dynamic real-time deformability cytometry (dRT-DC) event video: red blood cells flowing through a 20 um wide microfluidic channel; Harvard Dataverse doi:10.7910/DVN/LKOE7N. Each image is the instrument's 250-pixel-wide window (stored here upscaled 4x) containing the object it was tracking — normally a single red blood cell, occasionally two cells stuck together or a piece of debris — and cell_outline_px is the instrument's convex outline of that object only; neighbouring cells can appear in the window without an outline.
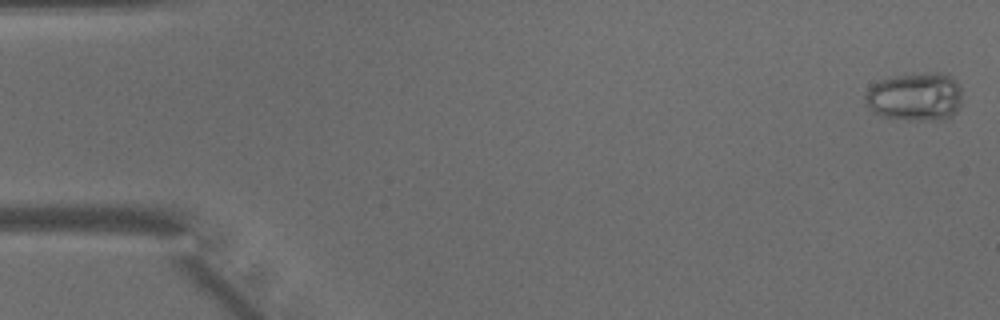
{"species": "common noctule bat (a hibernating species)", "species_latin": "Nyctalus noctula", "temperature_condition": "warm", "stored_images_in_passage": 42, "camera_frame_rate_fps": 3000, "um_per_image_px": 0.085, "animal": {"sex": "male", "body_mass_g": 15.6}, "frame": {"image": 1, "passage_image": 1, "time_ms": 0.0, "image_size_px": [1000, 320], "cell_outline_px": [[960, 104], [956, 112], [952, 116], [944, 120], [908, 120], [884, 116], [872, 112], [868, 108], [864, 100], [864, 96], [868, 88], [872, 84], [880, 80], [896, 76], [932, 72], [940, 72], [952, 76], [960, 88]], "centroid_in_image_um": [77.78, 8.23], "position_along_channel_um": 7.2, "area_um2": 27.51}}
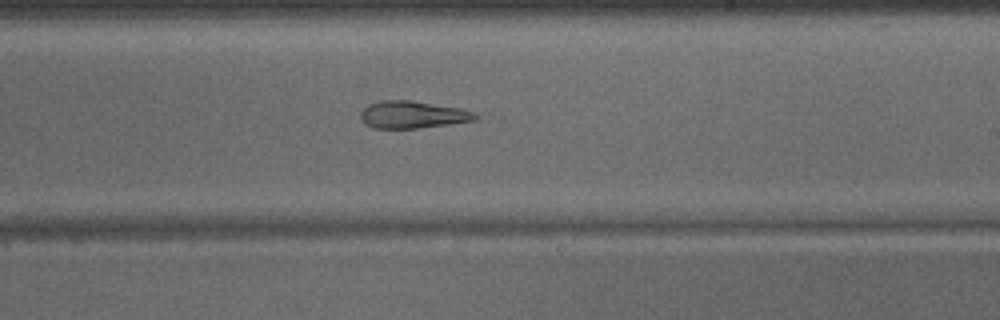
{"frame": {"image": 2, "passage_image": 28, "time_ms": 9.0, "image_size_px": [1000, 320], "cell_outline_px": [[484, 116], [476, 120], [448, 124], [416, 128], [376, 128], [364, 124], [360, 120], [360, 112], [368, 104], [380, 100], [408, 100], [460, 108], [476, 112]], "centroid_in_image_um": [35.1, 9.74], "position_along_channel_um": 253.9, "area_um2": 18.38}}
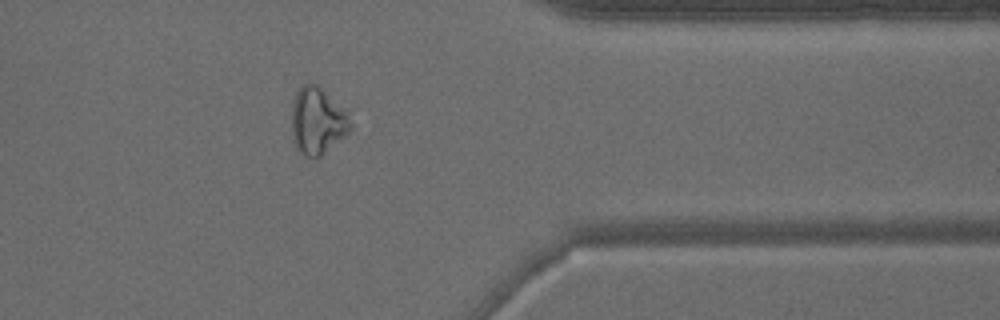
{"frame": {"image": 3, "passage_image": 38, "time_ms": 12.333, "image_size_px": [1000, 320], "cell_outline_px": [[352, 128], [344, 136], [320, 156], [304, 156], [296, 148], [292, 140], [292, 104], [296, 92], [300, 84], [316, 84], [344, 112], [352, 124]], "centroid_in_image_um": [26.92, 10.3], "position_along_channel_um": 384.5, "area_um2": 22.2}}